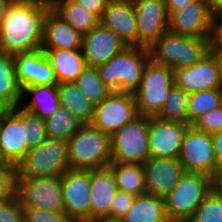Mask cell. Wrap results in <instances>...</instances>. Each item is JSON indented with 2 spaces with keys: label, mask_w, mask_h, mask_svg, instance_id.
<instances>
[{
  "label": "cell",
  "mask_w": 222,
  "mask_h": 222,
  "mask_svg": "<svg viewBox=\"0 0 222 222\" xmlns=\"http://www.w3.org/2000/svg\"><path fill=\"white\" fill-rule=\"evenodd\" d=\"M118 190L139 196L146 194L143 164L110 163Z\"/></svg>",
  "instance_id": "f1b7e54d"
},
{
  "label": "cell",
  "mask_w": 222,
  "mask_h": 222,
  "mask_svg": "<svg viewBox=\"0 0 222 222\" xmlns=\"http://www.w3.org/2000/svg\"><path fill=\"white\" fill-rule=\"evenodd\" d=\"M83 124L64 107H60L50 117L44 119L46 137L68 141Z\"/></svg>",
  "instance_id": "f546056e"
},
{
  "label": "cell",
  "mask_w": 222,
  "mask_h": 222,
  "mask_svg": "<svg viewBox=\"0 0 222 222\" xmlns=\"http://www.w3.org/2000/svg\"><path fill=\"white\" fill-rule=\"evenodd\" d=\"M100 24L114 31L128 47H138V32L132 0H109Z\"/></svg>",
  "instance_id": "d6986e66"
},
{
  "label": "cell",
  "mask_w": 222,
  "mask_h": 222,
  "mask_svg": "<svg viewBox=\"0 0 222 222\" xmlns=\"http://www.w3.org/2000/svg\"><path fill=\"white\" fill-rule=\"evenodd\" d=\"M0 222H24L23 206L18 195L0 201Z\"/></svg>",
  "instance_id": "ab89813d"
},
{
  "label": "cell",
  "mask_w": 222,
  "mask_h": 222,
  "mask_svg": "<svg viewBox=\"0 0 222 222\" xmlns=\"http://www.w3.org/2000/svg\"><path fill=\"white\" fill-rule=\"evenodd\" d=\"M138 32V47L149 48L168 31L164 0H132Z\"/></svg>",
  "instance_id": "5bb4252c"
},
{
  "label": "cell",
  "mask_w": 222,
  "mask_h": 222,
  "mask_svg": "<svg viewBox=\"0 0 222 222\" xmlns=\"http://www.w3.org/2000/svg\"><path fill=\"white\" fill-rule=\"evenodd\" d=\"M80 91L94 104L103 101L112 91L99 77L97 68L86 67L75 81Z\"/></svg>",
  "instance_id": "d6a6232c"
},
{
  "label": "cell",
  "mask_w": 222,
  "mask_h": 222,
  "mask_svg": "<svg viewBox=\"0 0 222 222\" xmlns=\"http://www.w3.org/2000/svg\"><path fill=\"white\" fill-rule=\"evenodd\" d=\"M9 110V108L0 100V119Z\"/></svg>",
  "instance_id": "f5cc1de1"
},
{
  "label": "cell",
  "mask_w": 222,
  "mask_h": 222,
  "mask_svg": "<svg viewBox=\"0 0 222 222\" xmlns=\"http://www.w3.org/2000/svg\"><path fill=\"white\" fill-rule=\"evenodd\" d=\"M14 62L20 88L35 86L36 51L16 54Z\"/></svg>",
  "instance_id": "e575fe53"
},
{
  "label": "cell",
  "mask_w": 222,
  "mask_h": 222,
  "mask_svg": "<svg viewBox=\"0 0 222 222\" xmlns=\"http://www.w3.org/2000/svg\"><path fill=\"white\" fill-rule=\"evenodd\" d=\"M188 97V93L174 85L156 117L164 121L188 124Z\"/></svg>",
  "instance_id": "1f68e13d"
},
{
  "label": "cell",
  "mask_w": 222,
  "mask_h": 222,
  "mask_svg": "<svg viewBox=\"0 0 222 222\" xmlns=\"http://www.w3.org/2000/svg\"><path fill=\"white\" fill-rule=\"evenodd\" d=\"M51 9L82 35L100 23V19L73 0H50Z\"/></svg>",
  "instance_id": "484cf974"
},
{
  "label": "cell",
  "mask_w": 222,
  "mask_h": 222,
  "mask_svg": "<svg viewBox=\"0 0 222 222\" xmlns=\"http://www.w3.org/2000/svg\"><path fill=\"white\" fill-rule=\"evenodd\" d=\"M61 185L64 212L74 222H90V170L69 168Z\"/></svg>",
  "instance_id": "4fadbf2b"
},
{
  "label": "cell",
  "mask_w": 222,
  "mask_h": 222,
  "mask_svg": "<svg viewBox=\"0 0 222 222\" xmlns=\"http://www.w3.org/2000/svg\"><path fill=\"white\" fill-rule=\"evenodd\" d=\"M192 126L196 129L214 134L222 130V105L200 117Z\"/></svg>",
  "instance_id": "60d3db41"
},
{
  "label": "cell",
  "mask_w": 222,
  "mask_h": 222,
  "mask_svg": "<svg viewBox=\"0 0 222 222\" xmlns=\"http://www.w3.org/2000/svg\"><path fill=\"white\" fill-rule=\"evenodd\" d=\"M147 194L166 197L185 173L179 158L150 157L144 164Z\"/></svg>",
  "instance_id": "ac0fdd59"
},
{
  "label": "cell",
  "mask_w": 222,
  "mask_h": 222,
  "mask_svg": "<svg viewBox=\"0 0 222 222\" xmlns=\"http://www.w3.org/2000/svg\"><path fill=\"white\" fill-rule=\"evenodd\" d=\"M212 39L181 36L166 31L148 48L150 59L172 70L192 66L212 50Z\"/></svg>",
  "instance_id": "7a4b0ae2"
},
{
  "label": "cell",
  "mask_w": 222,
  "mask_h": 222,
  "mask_svg": "<svg viewBox=\"0 0 222 222\" xmlns=\"http://www.w3.org/2000/svg\"><path fill=\"white\" fill-rule=\"evenodd\" d=\"M21 121L25 128L26 152L44 142L46 137L44 120L21 107Z\"/></svg>",
  "instance_id": "836d02e7"
},
{
  "label": "cell",
  "mask_w": 222,
  "mask_h": 222,
  "mask_svg": "<svg viewBox=\"0 0 222 222\" xmlns=\"http://www.w3.org/2000/svg\"><path fill=\"white\" fill-rule=\"evenodd\" d=\"M24 222H74L65 212L23 208Z\"/></svg>",
  "instance_id": "f35d334b"
},
{
  "label": "cell",
  "mask_w": 222,
  "mask_h": 222,
  "mask_svg": "<svg viewBox=\"0 0 222 222\" xmlns=\"http://www.w3.org/2000/svg\"><path fill=\"white\" fill-rule=\"evenodd\" d=\"M212 46L216 51H222V17L214 20Z\"/></svg>",
  "instance_id": "ee69618b"
},
{
  "label": "cell",
  "mask_w": 222,
  "mask_h": 222,
  "mask_svg": "<svg viewBox=\"0 0 222 222\" xmlns=\"http://www.w3.org/2000/svg\"><path fill=\"white\" fill-rule=\"evenodd\" d=\"M211 191L222 199V166H219L211 176Z\"/></svg>",
  "instance_id": "f6af8a7d"
},
{
  "label": "cell",
  "mask_w": 222,
  "mask_h": 222,
  "mask_svg": "<svg viewBox=\"0 0 222 222\" xmlns=\"http://www.w3.org/2000/svg\"><path fill=\"white\" fill-rule=\"evenodd\" d=\"M73 1H75L78 4H81L88 11L92 12L100 19L109 0H73Z\"/></svg>",
  "instance_id": "7bdbcfd3"
},
{
  "label": "cell",
  "mask_w": 222,
  "mask_h": 222,
  "mask_svg": "<svg viewBox=\"0 0 222 222\" xmlns=\"http://www.w3.org/2000/svg\"><path fill=\"white\" fill-rule=\"evenodd\" d=\"M212 141L218 167L222 166V130L212 134Z\"/></svg>",
  "instance_id": "bcb514c9"
},
{
  "label": "cell",
  "mask_w": 222,
  "mask_h": 222,
  "mask_svg": "<svg viewBox=\"0 0 222 222\" xmlns=\"http://www.w3.org/2000/svg\"><path fill=\"white\" fill-rule=\"evenodd\" d=\"M138 116L133 93L112 91L95 105L90 124L110 136Z\"/></svg>",
  "instance_id": "9c48e42d"
},
{
  "label": "cell",
  "mask_w": 222,
  "mask_h": 222,
  "mask_svg": "<svg viewBox=\"0 0 222 222\" xmlns=\"http://www.w3.org/2000/svg\"><path fill=\"white\" fill-rule=\"evenodd\" d=\"M211 192V177L185 172L172 191L164 197L170 222H189L206 196Z\"/></svg>",
  "instance_id": "8992f818"
},
{
  "label": "cell",
  "mask_w": 222,
  "mask_h": 222,
  "mask_svg": "<svg viewBox=\"0 0 222 222\" xmlns=\"http://www.w3.org/2000/svg\"><path fill=\"white\" fill-rule=\"evenodd\" d=\"M91 222H122L121 219H111V218H99L96 220H93Z\"/></svg>",
  "instance_id": "816d5d0a"
},
{
  "label": "cell",
  "mask_w": 222,
  "mask_h": 222,
  "mask_svg": "<svg viewBox=\"0 0 222 222\" xmlns=\"http://www.w3.org/2000/svg\"><path fill=\"white\" fill-rule=\"evenodd\" d=\"M71 169L95 170L112 160L110 136L91 124H83L69 139Z\"/></svg>",
  "instance_id": "277c9868"
},
{
  "label": "cell",
  "mask_w": 222,
  "mask_h": 222,
  "mask_svg": "<svg viewBox=\"0 0 222 222\" xmlns=\"http://www.w3.org/2000/svg\"><path fill=\"white\" fill-rule=\"evenodd\" d=\"M188 124L149 117V153L155 158H179Z\"/></svg>",
  "instance_id": "2e32d148"
},
{
  "label": "cell",
  "mask_w": 222,
  "mask_h": 222,
  "mask_svg": "<svg viewBox=\"0 0 222 222\" xmlns=\"http://www.w3.org/2000/svg\"><path fill=\"white\" fill-rule=\"evenodd\" d=\"M22 89L15 71L14 55L0 51V100L12 109L20 105Z\"/></svg>",
  "instance_id": "83f0119b"
},
{
  "label": "cell",
  "mask_w": 222,
  "mask_h": 222,
  "mask_svg": "<svg viewBox=\"0 0 222 222\" xmlns=\"http://www.w3.org/2000/svg\"><path fill=\"white\" fill-rule=\"evenodd\" d=\"M83 35L50 9L44 19L41 49H82Z\"/></svg>",
  "instance_id": "7402d4cb"
},
{
  "label": "cell",
  "mask_w": 222,
  "mask_h": 222,
  "mask_svg": "<svg viewBox=\"0 0 222 222\" xmlns=\"http://www.w3.org/2000/svg\"><path fill=\"white\" fill-rule=\"evenodd\" d=\"M50 0H14L0 26V51L16 55L41 49Z\"/></svg>",
  "instance_id": "6da1fadb"
},
{
  "label": "cell",
  "mask_w": 222,
  "mask_h": 222,
  "mask_svg": "<svg viewBox=\"0 0 222 222\" xmlns=\"http://www.w3.org/2000/svg\"><path fill=\"white\" fill-rule=\"evenodd\" d=\"M60 106L69 110L82 123L92 122L95 105L80 91L75 82L57 84Z\"/></svg>",
  "instance_id": "4316f807"
},
{
  "label": "cell",
  "mask_w": 222,
  "mask_h": 222,
  "mask_svg": "<svg viewBox=\"0 0 222 222\" xmlns=\"http://www.w3.org/2000/svg\"><path fill=\"white\" fill-rule=\"evenodd\" d=\"M173 86V70L150 59L143 70L139 87L133 92L138 115L156 117Z\"/></svg>",
  "instance_id": "52a82bcc"
},
{
  "label": "cell",
  "mask_w": 222,
  "mask_h": 222,
  "mask_svg": "<svg viewBox=\"0 0 222 222\" xmlns=\"http://www.w3.org/2000/svg\"><path fill=\"white\" fill-rule=\"evenodd\" d=\"M189 222H222V199L211 191Z\"/></svg>",
  "instance_id": "d590c367"
},
{
  "label": "cell",
  "mask_w": 222,
  "mask_h": 222,
  "mask_svg": "<svg viewBox=\"0 0 222 222\" xmlns=\"http://www.w3.org/2000/svg\"><path fill=\"white\" fill-rule=\"evenodd\" d=\"M19 106L43 120L52 116L61 107L57 84L25 87Z\"/></svg>",
  "instance_id": "603a6c76"
},
{
  "label": "cell",
  "mask_w": 222,
  "mask_h": 222,
  "mask_svg": "<svg viewBox=\"0 0 222 222\" xmlns=\"http://www.w3.org/2000/svg\"><path fill=\"white\" fill-rule=\"evenodd\" d=\"M222 105V89L198 91L188 97V125H193L200 117Z\"/></svg>",
  "instance_id": "4dcf8cb0"
},
{
  "label": "cell",
  "mask_w": 222,
  "mask_h": 222,
  "mask_svg": "<svg viewBox=\"0 0 222 222\" xmlns=\"http://www.w3.org/2000/svg\"><path fill=\"white\" fill-rule=\"evenodd\" d=\"M52 65L58 84L75 82L87 67L82 50L42 49Z\"/></svg>",
  "instance_id": "cb8c5ba5"
},
{
  "label": "cell",
  "mask_w": 222,
  "mask_h": 222,
  "mask_svg": "<svg viewBox=\"0 0 222 222\" xmlns=\"http://www.w3.org/2000/svg\"><path fill=\"white\" fill-rule=\"evenodd\" d=\"M214 20L207 2L195 0L168 15V31L181 36L213 38Z\"/></svg>",
  "instance_id": "7c38bea8"
},
{
  "label": "cell",
  "mask_w": 222,
  "mask_h": 222,
  "mask_svg": "<svg viewBox=\"0 0 222 222\" xmlns=\"http://www.w3.org/2000/svg\"><path fill=\"white\" fill-rule=\"evenodd\" d=\"M149 117L138 116L112 135L111 163L144 164L149 158Z\"/></svg>",
  "instance_id": "ba28073f"
},
{
  "label": "cell",
  "mask_w": 222,
  "mask_h": 222,
  "mask_svg": "<svg viewBox=\"0 0 222 222\" xmlns=\"http://www.w3.org/2000/svg\"><path fill=\"white\" fill-rule=\"evenodd\" d=\"M136 195L118 190L113 198L110 208L111 219H121L132 207Z\"/></svg>",
  "instance_id": "b9f144b4"
},
{
  "label": "cell",
  "mask_w": 222,
  "mask_h": 222,
  "mask_svg": "<svg viewBox=\"0 0 222 222\" xmlns=\"http://www.w3.org/2000/svg\"><path fill=\"white\" fill-rule=\"evenodd\" d=\"M118 191L113 171L109 167L90 170V222L110 218V208Z\"/></svg>",
  "instance_id": "44dd1931"
},
{
  "label": "cell",
  "mask_w": 222,
  "mask_h": 222,
  "mask_svg": "<svg viewBox=\"0 0 222 222\" xmlns=\"http://www.w3.org/2000/svg\"><path fill=\"white\" fill-rule=\"evenodd\" d=\"M56 84H58V82L48 57L42 49L36 50L35 85Z\"/></svg>",
  "instance_id": "8d00e7d4"
},
{
  "label": "cell",
  "mask_w": 222,
  "mask_h": 222,
  "mask_svg": "<svg viewBox=\"0 0 222 222\" xmlns=\"http://www.w3.org/2000/svg\"><path fill=\"white\" fill-rule=\"evenodd\" d=\"M122 222H170L166 215L164 198L143 194L136 196Z\"/></svg>",
  "instance_id": "d4e9b609"
},
{
  "label": "cell",
  "mask_w": 222,
  "mask_h": 222,
  "mask_svg": "<svg viewBox=\"0 0 222 222\" xmlns=\"http://www.w3.org/2000/svg\"><path fill=\"white\" fill-rule=\"evenodd\" d=\"M195 0H164L168 15L175 10L180 9L185 4Z\"/></svg>",
  "instance_id": "c3c4849f"
},
{
  "label": "cell",
  "mask_w": 222,
  "mask_h": 222,
  "mask_svg": "<svg viewBox=\"0 0 222 222\" xmlns=\"http://www.w3.org/2000/svg\"><path fill=\"white\" fill-rule=\"evenodd\" d=\"M174 85L186 93L220 88V69L217 55L211 50L192 66L173 70Z\"/></svg>",
  "instance_id": "9a60e30c"
},
{
  "label": "cell",
  "mask_w": 222,
  "mask_h": 222,
  "mask_svg": "<svg viewBox=\"0 0 222 222\" xmlns=\"http://www.w3.org/2000/svg\"><path fill=\"white\" fill-rule=\"evenodd\" d=\"M214 19L222 17V0H205Z\"/></svg>",
  "instance_id": "7dc6e473"
},
{
  "label": "cell",
  "mask_w": 222,
  "mask_h": 222,
  "mask_svg": "<svg viewBox=\"0 0 222 222\" xmlns=\"http://www.w3.org/2000/svg\"><path fill=\"white\" fill-rule=\"evenodd\" d=\"M17 195L23 208L64 212L61 176L17 178Z\"/></svg>",
  "instance_id": "8fae6325"
},
{
  "label": "cell",
  "mask_w": 222,
  "mask_h": 222,
  "mask_svg": "<svg viewBox=\"0 0 222 222\" xmlns=\"http://www.w3.org/2000/svg\"><path fill=\"white\" fill-rule=\"evenodd\" d=\"M179 161L185 172L212 176L218 168L212 135L189 125L182 139Z\"/></svg>",
  "instance_id": "30bf717a"
},
{
  "label": "cell",
  "mask_w": 222,
  "mask_h": 222,
  "mask_svg": "<svg viewBox=\"0 0 222 222\" xmlns=\"http://www.w3.org/2000/svg\"><path fill=\"white\" fill-rule=\"evenodd\" d=\"M70 168L68 141L46 139L16 165L17 178H53Z\"/></svg>",
  "instance_id": "5b68a950"
},
{
  "label": "cell",
  "mask_w": 222,
  "mask_h": 222,
  "mask_svg": "<svg viewBox=\"0 0 222 222\" xmlns=\"http://www.w3.org/2000/svg\"><path fill=\"white\" fill-rule=\"evenodd\" d=\"M4 166H11V164H9L7 160L4 158L0 149V167H4Z\"/></svg>",
  "instance_id": "db71d44e"
},
{
  "label": "cell",
  "mask_w": 222,
  "mask_h": 222,
  "mask_svg": "<svg viewBox=\"0 0 222 222\" xmlns=\"http://www.w3.org/2000/svg\"><path fill=\"white\" fill-rule=\"evenodd\" d=\"M128 47L111 29L100 23L82 37V54L86 66L98 68Z\"/></svg>",
  "instance_id": "e0dca14e"
},
{
  "label": "cell",
  "mask_w": 222,
  "mask_h": 222,
  "mask_svg": "<svg viewBox=\"0 0 222 222\" xmlns=\"http://www.w3.org/2000/svg\"><path fill=\"white\" fill-rule=\"evenodd\" d=\"M26 135L21 121V107L9 109L0 119V149L11 165H17L26 154Z\"/></svg>",
  "instance_id": "ffe728a7"
},
{
  "label": "cell",
  "mask_w": 222,
  "mask_h": 222,
  "mask_svg": "<svg viewBox=\"0 0 222 222\" xmlns=\"http://www.w3.org/2000/svg\"><path fill=\"white\" fill-rule=\"evenodd\" d=\"M212 50L217 55V59L219 62V69H220V88L222 89V51H216L213 47Z\"/></svg>",
  "instance_id": "f907efd6"
},
{
  "label": "cell",
  "mask_w": 222,
  "mask_h": 222,
  "mask_svg": "<svg viewBox=\"0 0 222 222\" xmlns=\"http://www.w3.org/2000/svg\"><path fill=\"white\" fill-rule=\"evenodd\" d=\"M150 60L148 48L126 47L97 71L103 84L111 91L133 93L142 79L143 70Z\"/></svg>",
  "instance_id": "3957f363"
},
{
  "label": "cell",
  "mask_w": 222,
  "mask_h": 222,
  "mask_svg": "<svg viewBox=\"0 0 222 222\" xmlns=\"http://www.w3.org/2000/svg\"><path fill=\"white\" fill-rule=\"evenodd\" d=\"M17 195L16 166L0 167V201L8 200Z\"/></svg>",
  "instance_id": "74e56055"
},
{
  "label": "cell",
  "mask_w": 222,
  "mask_h": 222,
  "mask_svg": "<svg viewBox=\"0 0 222 222\" xmlns=\"http://www.w3.org/2000/svg\"><path fill=\"white\" fill-rule=\"evenodd\" d=\"M14 0H0V26L4 19L7 9Z\"/></svg>",
  "instance_id": "681fc988"
}]
</instances>
